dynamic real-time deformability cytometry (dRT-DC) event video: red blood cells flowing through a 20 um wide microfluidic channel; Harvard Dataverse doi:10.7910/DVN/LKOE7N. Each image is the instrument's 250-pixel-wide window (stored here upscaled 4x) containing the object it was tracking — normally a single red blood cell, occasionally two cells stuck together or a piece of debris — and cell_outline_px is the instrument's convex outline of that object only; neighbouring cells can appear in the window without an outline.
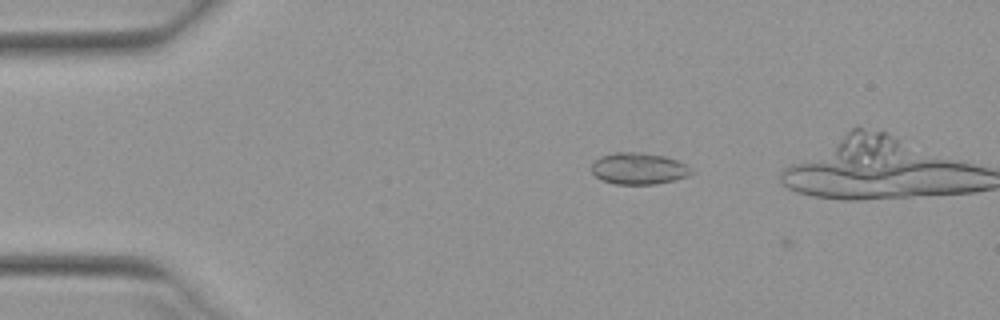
{"species": "Egyptian fruit bat (a non-hibernating species)", "species_latin": "Rousettus aegyptiacus", "temperature_condition": "warm", "stored_images_in_passage": 3, "camera_frame_rate_fps": 3000, "um_per_image_px": 0.085, "animal": {"sex": "female"}, "frame": {"image": 1, "passage_image": 2, "time_ms": 0.333, "image_size_px": [1000, 320], "cell_outline_px": [[692, 172], [688, 176], [676, 180], [656, 184], [616, 184], [604, 180], [596, 176], [592, 172], [592, 164], [600, 156], [616, 152], [640, 152], [664, 156], [676, 160], [692, 168]], "centroid_in_image_um": [54.3, 14.33], "position_along_channel_um": 30.7, "area_um2": 18.26}}